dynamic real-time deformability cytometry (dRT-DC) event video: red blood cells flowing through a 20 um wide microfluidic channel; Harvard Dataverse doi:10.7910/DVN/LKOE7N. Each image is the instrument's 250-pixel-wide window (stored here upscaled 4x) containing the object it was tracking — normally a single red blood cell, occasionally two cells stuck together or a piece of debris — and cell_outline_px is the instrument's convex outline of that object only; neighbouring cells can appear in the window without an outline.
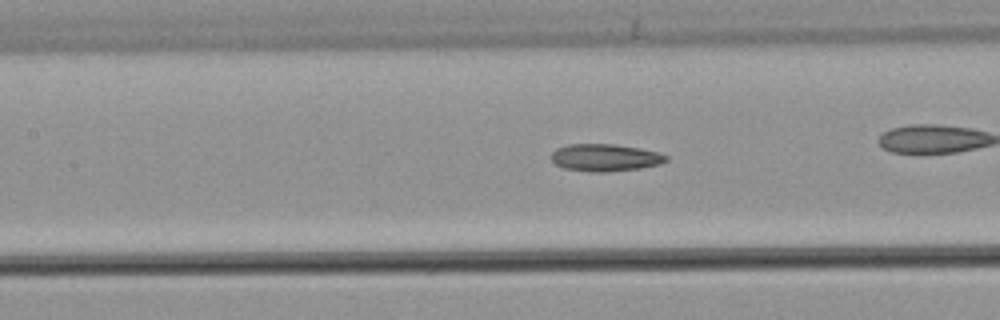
{"species": "common noctule bat (a hibernating species)", "species_latin": "Nyctalus noctula", "temperature_condition": "warm", "stored_images_in_passage": 35, "camera_frame_rate_fps": 3000, "um_per_image_px": 0.085, "animal": {"sex": "male", "body_mass_g": 21.5, "forearm_length_mm": 52.0}, "frame": {"image": 1, "passage_image": 6, "time_ms": 1.667, "image_size_px": [1000, 320], "cell_outline_px": [[668, 160], [660, 164], [640, 168], [604, 172], [592, 172], [564, 168], [556, 164], [552, 160], [552, 152], [556, 148], [568, 144], [616, 144], [640, 148], [656, 152], [668, 156]], "centroid_in_image_um": [51.43, 13.39], "position_along_channel_um": 156.0, "area_um2": 18.21}, "authors_computed_cell_mechanics": {"area_um2": 17.6868, "velocity_mm_per_s": 3.9001, "shape_relaxation_time_tau1_ms": null, "shape_relaxation_time_tau2_ms": 6.7816, "deformation_change_tau1": null, "deformation_change_tau2": 0.1453}}